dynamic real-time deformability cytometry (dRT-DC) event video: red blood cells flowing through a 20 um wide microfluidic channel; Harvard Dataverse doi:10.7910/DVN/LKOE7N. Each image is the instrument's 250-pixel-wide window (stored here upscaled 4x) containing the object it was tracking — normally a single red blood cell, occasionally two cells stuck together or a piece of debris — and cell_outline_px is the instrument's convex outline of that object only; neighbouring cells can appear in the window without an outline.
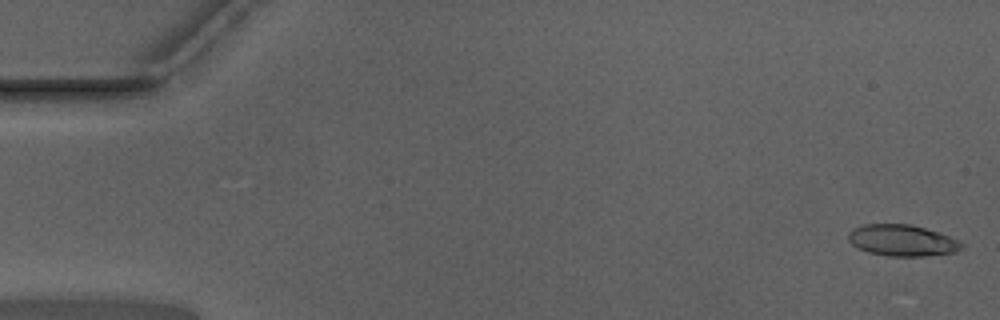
{"species": "Egyptian fruit bat (a non-hibernating species)", "species_latin": "Rousettus aegyptiacus", "temperature_condition": "warm", "stored_images_in_passage": 49, "camera_frame_rate_fps": 3000, "um_per_image_px": 0.085, "animal": {"sex": "male"}, "frame": {"image": 1, "passage_image": 1, "time_ms": 0.0, "image_size_px": [1000, 320], "cell_outline_px": [[964, 248], [956, 252], [924, 256], [888, 256], [868, 252], [856, 248], [848, 240], [848, 232], [852, 228], [864, 224], [912, 224], [960, 240], [964, 244]], "centroid_in_image_um": [76.67, 20.44], "position_along_channel_um": 8.3, "area_um2": 20.87}}
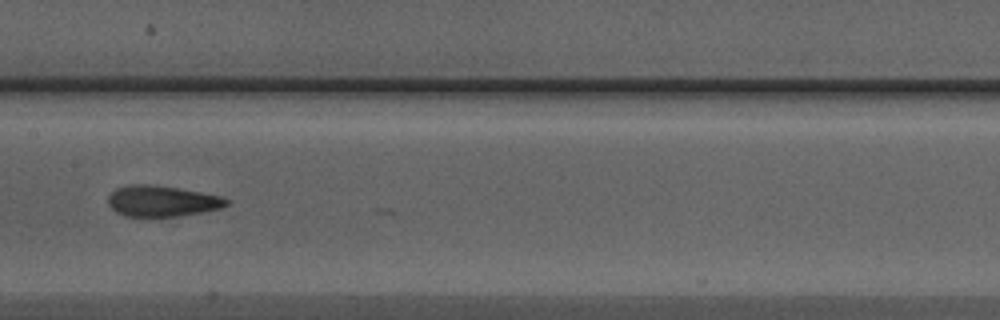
{"frame": {"image": 2, "passage_image": 26, "time_ms": 8.333, "image_size_px": [1000, 320], "cell_outline_px": [[228, 204], [224, 208], [180, 216], [124, 216], [116, 212], [108, 204], [108, 196], [116, 188], [128, 184], [148, 184], [176, 188], [200, 192], [220, 196], [228, 200]], "centroid_in_image_um": [13.75, 17.09], "position_along_channel_um": 193.6, "area_um2": 21.27}}
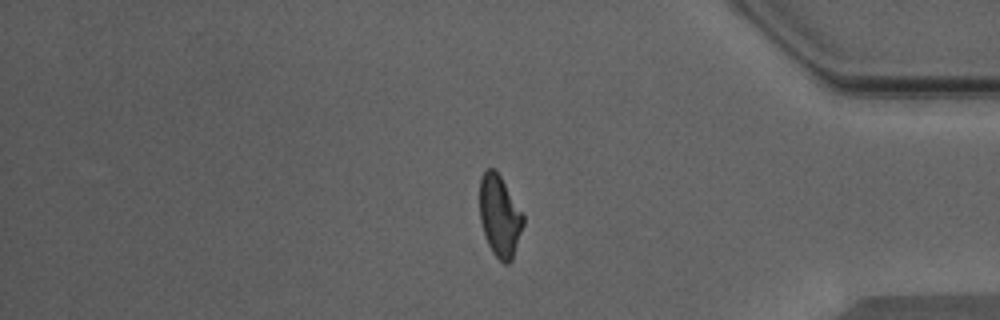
{"frame": {"image": 3, "passage_image": 43, "time_ms": 14.0, "image_size_px": [1000, 320], "cell_outline_px": [[524, 224], [512, 260], [508, 264], [504, 264], [492, 252], [488, 244], [480, 220], [480, 176], [488, 168], [492, 168], [500, 176], [524, 216]], "centroid_in_image_um": [42.47, 18.39], "position_along_channel_um": 392.7, "area_um2": 20.4}, "authors_computed_cell_mechanics": {"area_um2": 20.9814, "velocity_mm_per_s": 3.9838, "shape_relaxation_time_tau1_ms": 5.5766, "shape_relaxation_time_tau2_ms": 2.0243, "deformation_change_tau1": 0.2197, "deformation_change_tau2": 0.1068}}